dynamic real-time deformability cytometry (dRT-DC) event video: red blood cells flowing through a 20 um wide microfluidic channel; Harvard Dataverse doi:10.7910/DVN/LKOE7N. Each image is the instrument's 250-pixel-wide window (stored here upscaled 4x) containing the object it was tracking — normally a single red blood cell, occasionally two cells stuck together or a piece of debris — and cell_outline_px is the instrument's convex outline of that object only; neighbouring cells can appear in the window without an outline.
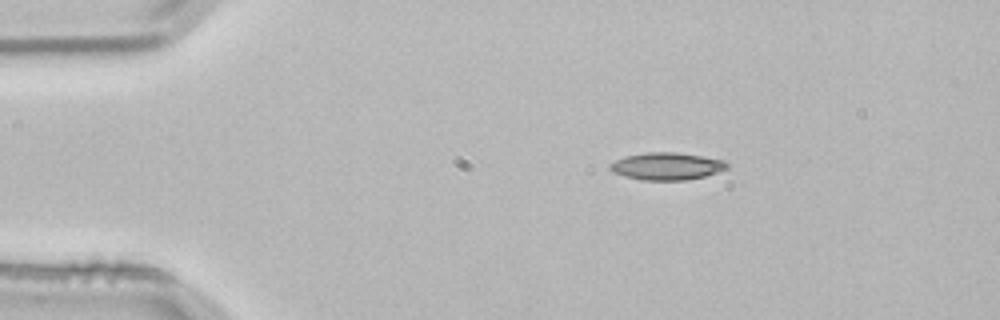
{"species": "common noctule bat (a hibernating species)", "species_latin": "Nyctalus noctula", "temperature_condition": "room temperature", "stored_images_in_passage": 2, "camera_frame_rate_fps": 3000, "um_per_image_px": 0.085, "animal": {"sex": "male", "body_mass_g": 21.5, "forearm_length_mm": 52.0}, "frame": {"image": 1, "passage_image": 1, "time_ms": 0.0, "image_size_px": [1000, 320], "cell_outline_px": [[728, 168], [704, 176], [684, 180], [644, 180], [624, 176], [612, 172], [608, 168], [608, 164], [624, 156], [648, 152], [676, 152], [724, 160], [728, 164]], "centroid_in_image_um": [56.62, 14.12], "position_along_channel_um": 28.4, "area_um2": 18.55}}